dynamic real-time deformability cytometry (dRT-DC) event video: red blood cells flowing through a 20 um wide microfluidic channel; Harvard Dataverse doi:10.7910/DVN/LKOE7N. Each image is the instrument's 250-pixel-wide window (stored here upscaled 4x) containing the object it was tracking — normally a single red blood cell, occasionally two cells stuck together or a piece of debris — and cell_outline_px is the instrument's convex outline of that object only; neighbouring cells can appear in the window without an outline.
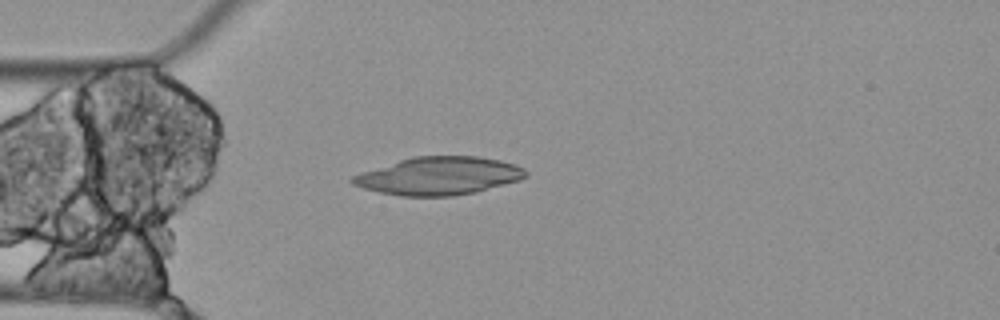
{"species": "Egyptian fruit bat (a non-hibernating species)", "species_latin": "Rousettus aegyptiacus", "temperature_condition": "cold", "stored_images_in_passage": 4, "camera_frame_rate_fps": 3000, "um_per_image_px": 0.085, "animal": {"sex": "female"}, "frame": {"image": 1, "passage_image": 4, "time_ms": 1.0, "image_size_px": [1000, 320], "cell_outline_px": [[528, 176], [520, 180], [476, 192], [452, 196], [400, 196], [380, 192], [364, 188], [352, 184], [348, 180], [352, 176], [360, 172], [412, 156], [476, 156], [500, 160], [516, 164], [524, 168], [528, 172]], "centroid_in_image_um": [37.31, 14.95], "position_along_channel_um": 47.7, "area_um2": 38.49}}